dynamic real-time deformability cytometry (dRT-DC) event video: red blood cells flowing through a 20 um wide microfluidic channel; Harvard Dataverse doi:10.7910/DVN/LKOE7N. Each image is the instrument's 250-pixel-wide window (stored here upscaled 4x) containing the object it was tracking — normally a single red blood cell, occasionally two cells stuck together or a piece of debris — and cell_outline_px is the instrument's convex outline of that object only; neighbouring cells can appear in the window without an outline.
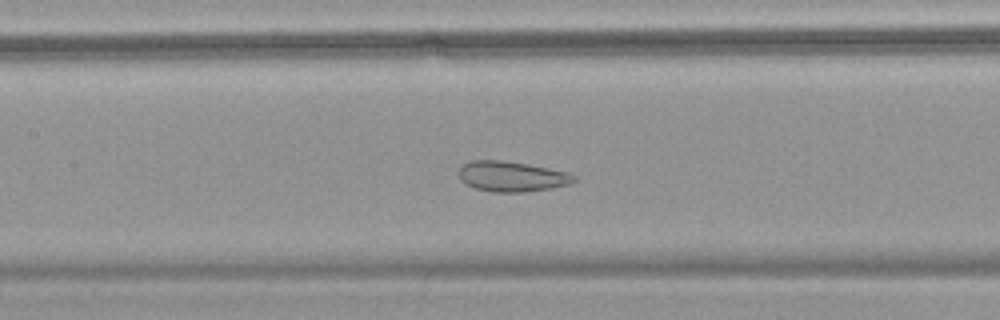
{"species": "common noctule bat (a hibernating species)", "species_latin": "Nyctalus noctula", "temperature_condition": "warm", "stored_images_in_passage": 55, "camera_frame_rate_fps": 3000, "um_per_image_px": 0.085, "animal": {"sex": "female", "body_mass_g": 18.4}, "frame": {"image": 1, "passage_image": 25, "time_ms": 8.0, "image_size_px": [1000, 320], "cell_outline_px": [[580, 180], [568, 184], [552, 188], [520, 192], [492, 192], [476, 188], [460, 180], [460, 168], [464, 164], [472, 160], [500, 160], [528, 164], [568, 172], [576, 176]], "centroid_in_image_um": [43.55, 14.99], "position_along_channel_um": 163.9, "area_um2": 20.23}}
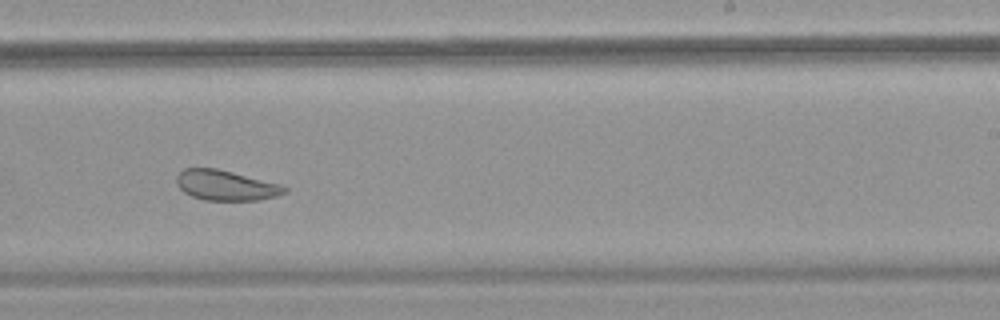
{"frame": {"image": 2, "passage_image": 34, "time_ms": 11.0, "image_size_px": [1000, 320], "cell_outline_px": [[288, 192], [276, 196], [260, 200], [204, 200], [192, 196], [184, 192], [176, 184], [176, 176], [184, 168], [216, 168], [280, 184], [288, 188]], "centroid_in_image_um": [19.19, 15.76], "position_along_channel_um": 269.8, "area_um2": 18.96}}
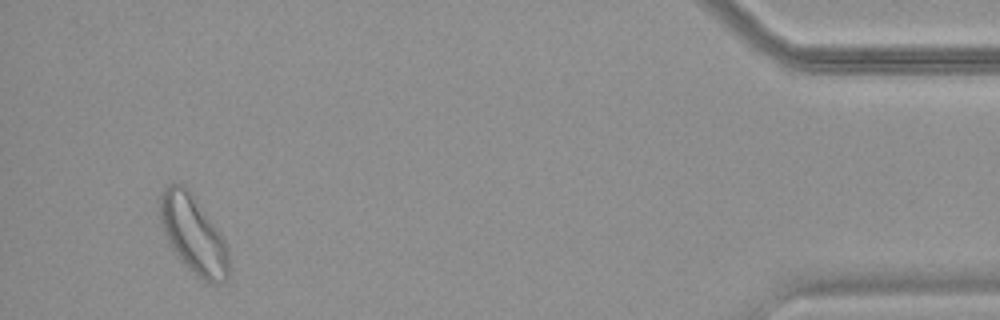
{"frame": {"image": 3, "passage_image": 52, "time_ms": 17.0, "image_size_px": [1000, 320], "cell_outline_px": [[228, 276], [224, 280], [216, 284], [208, 284], [188, 268], [184, 264], [172, 248], [160, 224], [160, 192], [168, 184], [184, 184], [188, 188], [220, 232], [228, 248]], "centroid_in_image_um": [16.42, 19.91], "position_along_channel_um": 418.8, "area_um2": 31.04}, "authors_computed_cell_mechanics": {"area_um2": 27.0504, "velocity_mm_per_s": 3.5537, "shape_relaxation_time_tau1_ms": null, "shape_relaxation_time_tau2_ms": 1.2178, "deformation_change_tau1": null, "deformation_change_tau2": 0.083}}